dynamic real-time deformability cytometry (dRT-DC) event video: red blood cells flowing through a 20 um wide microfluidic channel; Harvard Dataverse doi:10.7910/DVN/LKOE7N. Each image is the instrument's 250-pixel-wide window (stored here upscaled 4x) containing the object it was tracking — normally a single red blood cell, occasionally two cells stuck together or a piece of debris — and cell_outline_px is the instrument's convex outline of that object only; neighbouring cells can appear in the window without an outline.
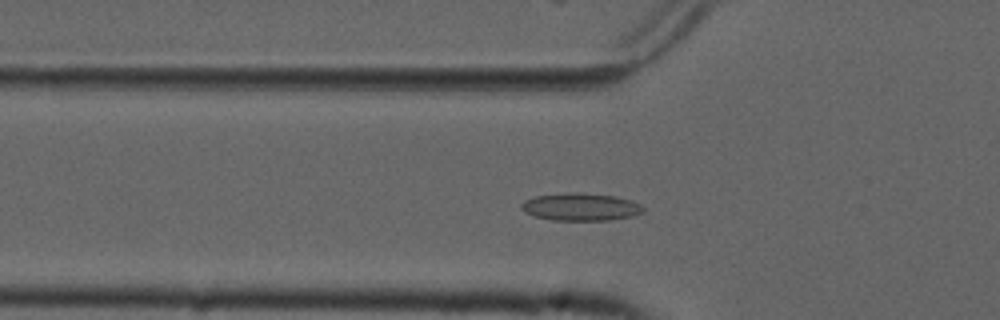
{"species": "common noctule bat (a hibernating species)", "species_latin": "Nyctalus noctula", "temperature_condition": "cold", "stored_images_in_passage": 51, "camera_frame_rate_fps": 3000, "um_per_image_px": 0.085, "animal": {"sex": "male", "forearm_length_mm": 52.5}, "frame": {"image": 1, "passage_image": 14, "time_ms": 4.333, "image_size_px": [1000, 320], "cell_outline_px": [[644, 212], [632, 216], [608, 220], [552, 220], [532, 216], [524, 212], [520, 208], [520, 204], [524, 200], [536, 196], [568, 192], [576, 192], [616, 196], [640, 204], [644, 208]], "centroid_in_image_um": [49.31, 17.59], "position_along_channel_um": 76.5, "area_um2": 19.65}}
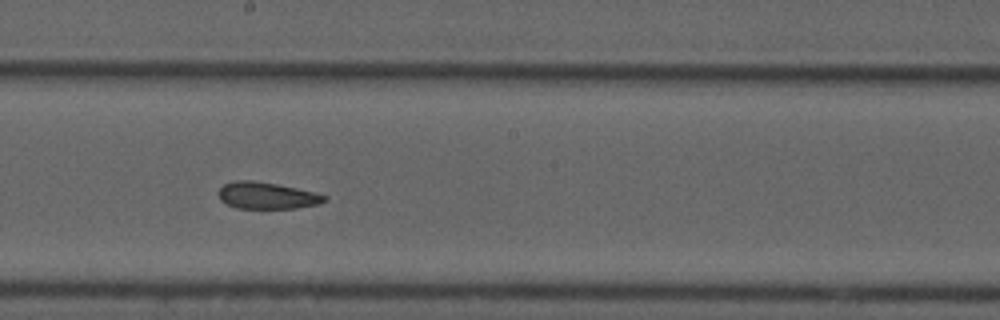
{"frame": {"image": 2, "passage_image": 26, "time_ms": 8.333, "image_size_px": [1000, 320], "cell_outline_px": [[328, 200], [316, 204], [296, 208], [236, 208], [220, 200], [216, 192], [224, 184], [236, 180], [252, 180], [276, 184], [296, 188], [328, 196]], "centroid_in_image_um": [22.64, 16.62], "position_along_channel_um": 225.6, "area_um2": 16.42}}
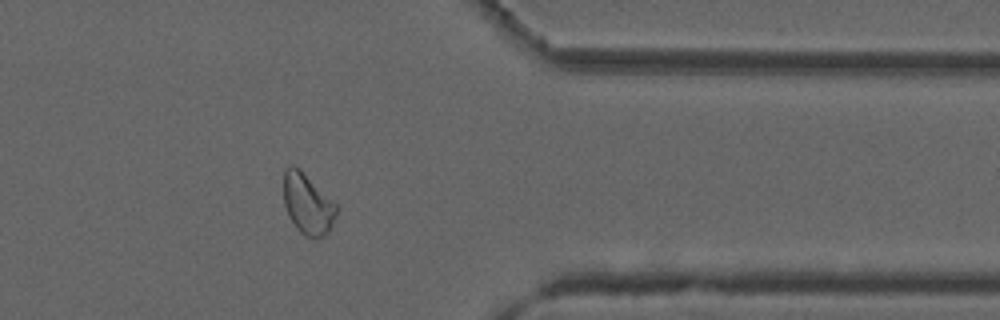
{"frame": {"image": 3, "passage_image": 40, "time_ms": 13.0, "image_size_px": [1000, 320], "cell_outline_px": [[336, 216], [328, 232], [316, 240], [304, 236], [296, 228], [288, 216], [284, 204], [284, 172], [292, 164], [300, 168], [336, 204]], "centroid_in_image_um": [26.13, 17.36], "position_along_channel_um": 385.3, "area_um2": 18.67}, "authors_computed_cell_mechanics": {"area_um2": 18.6694, "velocity_mm_per_s": 3.7151, "shape_relaxation_time_tau1_ms": null, "shape_relaxation_time_tau2_ms": 4.7394, "deformation_change_tau1": null, "deformation_change_tau2": 0.1128}}